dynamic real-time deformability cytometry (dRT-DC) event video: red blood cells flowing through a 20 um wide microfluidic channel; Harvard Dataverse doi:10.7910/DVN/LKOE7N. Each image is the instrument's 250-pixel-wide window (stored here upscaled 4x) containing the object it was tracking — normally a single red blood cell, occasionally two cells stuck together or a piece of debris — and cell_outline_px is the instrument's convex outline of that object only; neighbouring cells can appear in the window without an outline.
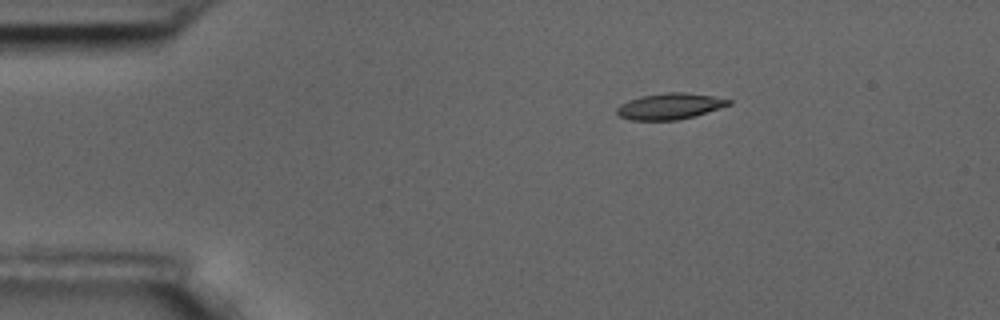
{"species": "common noctule bat (a hibernating species)", "species_latin": "Nyctalus noctula", "temperature_condition": "room temperature", "stored_images_in_passage": 4, "camera_frame_rate_fps": 3000, "um_per_image_px": 0.085, "animal": {"sex": "male", "body_mass_g": 17.5, "forearm_length_mm": 52.3}, "frame": {"image": 1, "passage_image": 2, "time_ms": 0.333, "image_size_px": [1000, 320], "cell_outline_px": [[732, 104], [696, 116], [676, 120], [632, 120], [620, 116], [616, 112], [616, 108], [620, 104], [628, 100], [640, 96], [664, 92], [684, 92], [712, 96], [732, 100]], "centroid_in_image_um": [56.93, 9.02], "position_along_channel_um": 28.1, "area_um2": 17.11}}